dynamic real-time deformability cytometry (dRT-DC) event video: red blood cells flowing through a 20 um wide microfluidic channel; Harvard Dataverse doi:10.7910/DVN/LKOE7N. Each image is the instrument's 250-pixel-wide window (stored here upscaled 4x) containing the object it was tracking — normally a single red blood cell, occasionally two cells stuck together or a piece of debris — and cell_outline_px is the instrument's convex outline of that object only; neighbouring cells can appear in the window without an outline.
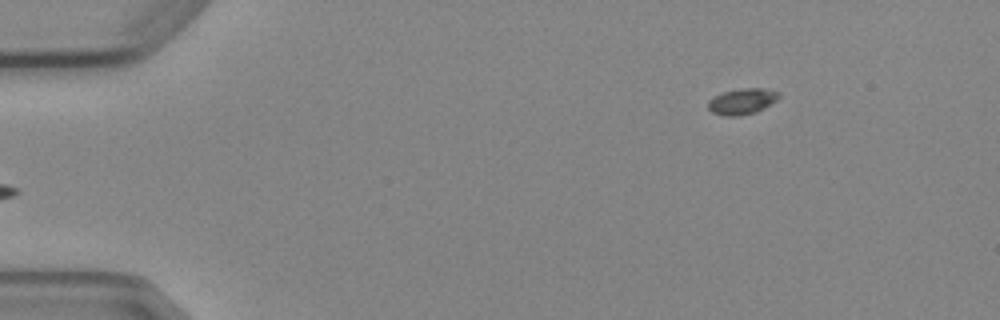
{"species": "Egyptian fruit bat (a non-hibernating species)", "species_latin": "Rousettus aegyptiacus", "temperature_condition": "cold", "stored_images_in_passage": 3, "camera_frame_rate_fps": 3000, "um_per_image_px": 0.085, "animal": {"sex": "female"}, "frame": {"image": 1, "passage_image": 3, "time_ms": 2.333, "image_size_px": [1000, 320], "cell_outline_px": [[780, 96], [776, 100], [764, 108], [756, 112], [740, 116], [724, 116], [712, 112], [708, 108], [708, 100], [724, 92], [744, 88], [764, 88], [780, 92]], "centroid_in_image_um": [63.1, 8.62], "position_along_channel_um": 21.9, "area_um2": 10.64}}